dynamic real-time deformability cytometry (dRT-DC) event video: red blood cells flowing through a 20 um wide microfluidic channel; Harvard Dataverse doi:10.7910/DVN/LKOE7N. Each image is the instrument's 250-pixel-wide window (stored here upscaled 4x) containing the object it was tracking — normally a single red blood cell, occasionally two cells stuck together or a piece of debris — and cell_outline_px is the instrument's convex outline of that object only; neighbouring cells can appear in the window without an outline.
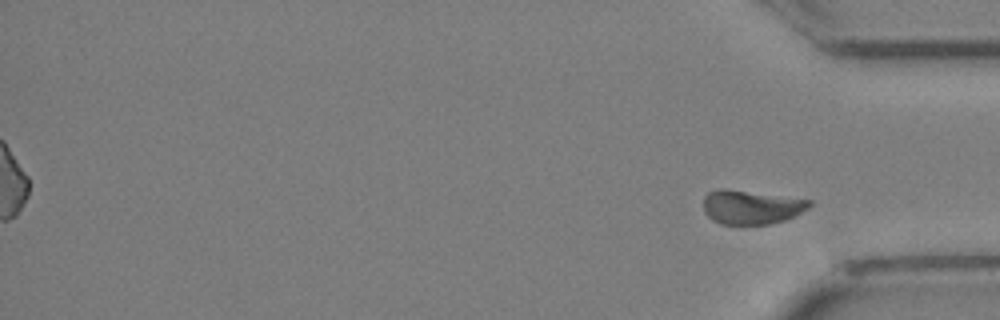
{"species": "Egyptian fruit bat (a non-hibernating species)", "species_latin": "Rousettus aegyptiacus", "temperature_condition": "cold", "stored_images_in_passage": 35, "segment_of_instrument_passage": [2, 2], "camera_frame_rate_fps": 3000, "um_per_image_px": 0.085, "animal": {"sex": "female"}, "frame": {"image": 1, "passage_image": 35, "time_ms": 11.333, "image_size_px": [1000, 320], "cell_outline_px": [[812, 204], [808, 208], [784, 220], [768, 224], [720, 224], [712, 220], [704, 212], [704, 196], [708, 192], [720, 188], [724, 188], [812, 200]], "centroid_in_image_um": [63.82, 17.59], "position_along_channel_um": 371.4, "area_um2": 20.87}}